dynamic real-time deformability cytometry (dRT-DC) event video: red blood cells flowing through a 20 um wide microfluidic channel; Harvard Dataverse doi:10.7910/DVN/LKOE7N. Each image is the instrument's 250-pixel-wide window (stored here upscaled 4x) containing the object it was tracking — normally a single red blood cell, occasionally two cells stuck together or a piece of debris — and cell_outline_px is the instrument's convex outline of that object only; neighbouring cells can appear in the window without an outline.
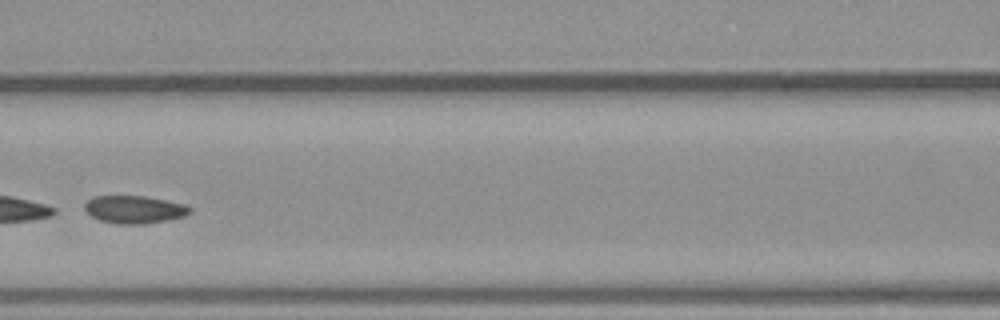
{"species": "common noctule bat (a hibernating species)", "species_latin": "Nyctalus noctula", "temperature_condition": "warm", "stored_images_in_passage": 35, "camera_frame_rate_fps": 3000, "um_per_image_px": 0.085, "animal": {"sex": "male", "body_mass_g": 23.1, "forearm_length_mm": 52.7}, "frame": {"image": 1, "passage_image": 11, "time_ms": 3.333, "image_size_px": [1000, 320], "cell_outline_px": [[192, 212], [184, 216], [168, 220], [144, 224], [116, 224], [100, 220], [92, 216], [84, 208], [84, 204], [92, 196], [144, 196], [184, 204], [192, 208]], "centroid_in_image_um": [11.42, 17.81], "position_along_channel_um": 155.2, "area_um2": 16.99}}